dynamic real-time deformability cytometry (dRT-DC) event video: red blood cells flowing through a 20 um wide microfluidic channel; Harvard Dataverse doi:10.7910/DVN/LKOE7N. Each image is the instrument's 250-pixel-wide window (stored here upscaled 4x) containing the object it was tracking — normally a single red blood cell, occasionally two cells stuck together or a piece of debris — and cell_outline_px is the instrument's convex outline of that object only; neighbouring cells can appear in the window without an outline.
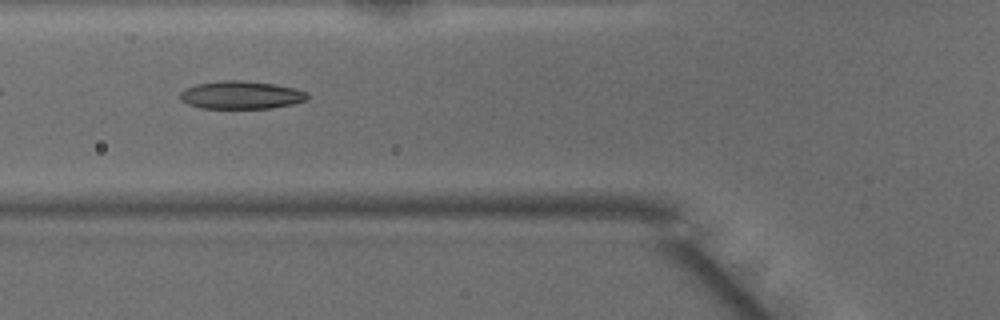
{"species": "common noctule bat (a hibernating species)", "species_latin": "Nyctalus noctula", "temperature_condition": "warm", "stored_images_in_passage": 30, "camera_frame_rate_fps": 3000, "um_per_image_px": 0.085, "animal": {"sex": "male", "body_mass_g": 15.6}, "frame": {"image": 1, "passage_image": 5, "time_ms": 1.333, "image_size_px": [1000, 320], "cell_outline_px": [[308, 100], [292, 104], [272, 108], [200, 108], [188, 104], [180, 100], [180, 92], [184, 88], [196, 84], [220, 80], [240, 80], [276, 84], [308, 92]], "centroid_in_image_um": [20.47, 8.07], "position_along_channel_um": 105.3, "area_um2": 20.87}, "authors_computed_cell_mechanics": {"area_um2": 20.2878, "velocity_mm_per_s": 4.11, "shape_relaxation_time_tau1_ms": null, "shape_relaxation_time_tau2_ms": 2.1863, "deformation_change_tau1": null, "deformation_change_tau2": 0.1}}